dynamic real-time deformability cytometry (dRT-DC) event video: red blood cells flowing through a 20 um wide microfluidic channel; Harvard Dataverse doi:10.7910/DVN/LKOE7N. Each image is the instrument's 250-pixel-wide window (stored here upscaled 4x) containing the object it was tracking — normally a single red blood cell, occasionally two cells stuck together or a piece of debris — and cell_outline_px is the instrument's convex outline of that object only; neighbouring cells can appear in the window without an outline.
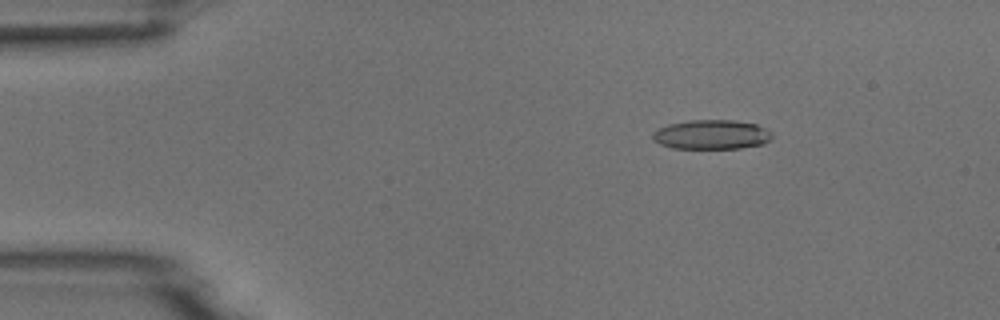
{"species": "common noctule bat (a hibernating species)", "species_latin": "Nyctalus noctula", "temperature_condition": "room temperature", "stored_images_in_passage": 8, "camera_frame_rate_fps": 3000, "um_per_image_px": 0.085, "animal": {"sex": "male", "body_mass_g": 18.8}, "frame": {"image": 1, "passage_image": 5, "time_ms": 1.333, "image_size_px": [1000, 320], "cell_outline_px": [[772, 136], [764, 144], [740, 148], [672, 148], [660, 144], [652, 140], [652, 132], [668, 124], [688, 120], [732, 120], [756, 124], [772, 132]], "centroid_in_image_um": [60.46, 11.44], "position_along_channel_um": 24.5, "area_um2": 20.46}}